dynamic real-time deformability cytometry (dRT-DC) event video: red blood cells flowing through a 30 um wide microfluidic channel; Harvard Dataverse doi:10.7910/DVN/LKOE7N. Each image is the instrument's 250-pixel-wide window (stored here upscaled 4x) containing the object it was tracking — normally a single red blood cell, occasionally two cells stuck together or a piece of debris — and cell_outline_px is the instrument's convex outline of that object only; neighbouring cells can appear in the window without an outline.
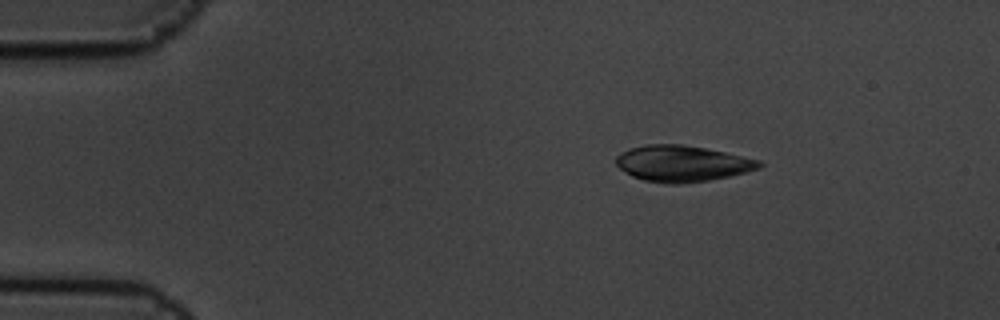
{"species": "common noctule bat (a hibernating species)", "species_latin": "Nyctalus noctula", "temperature_condition": "cold", "stored_images_in_passage": 5, "camera_frame_rate_fps": 3000, "um_per_image_px": 0.085, "animal": {"sex": "male", "body_mass_g": 19.5, "forearm_length_mm": 54.6}, "frame": {"image": 1, "passage_image": 3, "time_ms": 0.667, "image_size_px": [1000, 320], "cell_outline_px": [[764, 164], [760, 168], [728, 176], [708, 180], [680, 184], [668, 184], [644, 180], [632, 176], [620, 168], [616, 164], [616, 156], [620, 152], [628, 148], [644, 144], [684, 144], [724, 152], [760, 160]], "centroid_in_image_um": [57.95, 13.89], "position_along_channel_um": 27.1, "area_um2": 30.11}}